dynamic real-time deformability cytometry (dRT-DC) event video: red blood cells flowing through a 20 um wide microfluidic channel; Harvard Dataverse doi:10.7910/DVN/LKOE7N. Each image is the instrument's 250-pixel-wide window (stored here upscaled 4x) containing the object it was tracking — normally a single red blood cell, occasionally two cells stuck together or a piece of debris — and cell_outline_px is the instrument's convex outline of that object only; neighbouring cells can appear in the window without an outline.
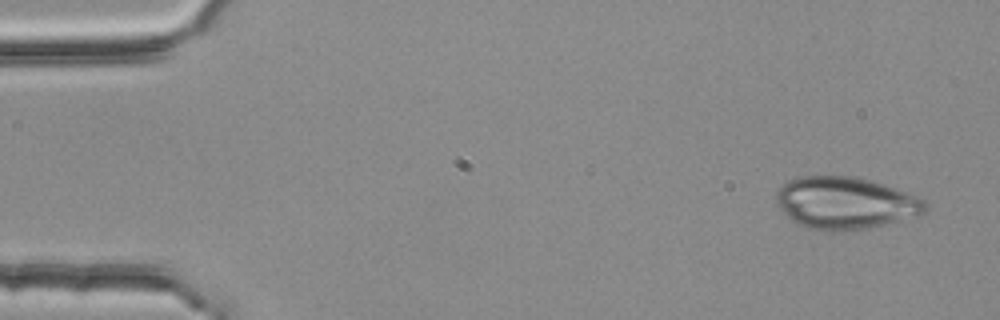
{"species": "common noctule bat (a hibernating species)", "species_latin": "Nyctalus noctula", "temperature_condition": "room temperature", "stored_images_in_passage": 3, "camera_frame_rate_fps": 3000, "um_per_image_px": 0.085, "animal": {"sex": "female", "body_mass_g": 25.1}, "frame": {"image": 1, "passage_image": 1, "time_ms": 0.0, "image_size_px": [1000, 320], "cell_outline_px": [[928, 208], [924, 212], [884, 224], [864, 228], [808, 228], [796, 224], [776, 204], [776, 192], [788, 180], [796, 176], [852, 176], [884, 184], [920, 196], [928, 204]], "centroid_in_image_um": [71.84, 17.2], "position_along_channel_um": 13.2, "area_um2": 44.27}}